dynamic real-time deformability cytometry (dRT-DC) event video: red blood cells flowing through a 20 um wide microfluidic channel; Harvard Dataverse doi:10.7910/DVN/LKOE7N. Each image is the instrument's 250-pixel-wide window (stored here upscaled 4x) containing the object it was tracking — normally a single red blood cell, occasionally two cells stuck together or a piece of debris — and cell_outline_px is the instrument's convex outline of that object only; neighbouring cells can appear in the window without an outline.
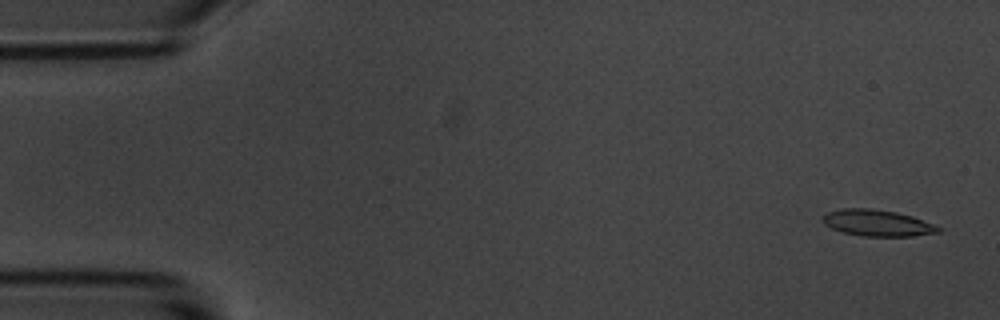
{"species": "common noctule bat (a hibernating species)", "species_latin": "Nyctalus noctula", "temperature_condition": "room temperature", "stored_images_in_passage": 5, "camera_frame_rate_fps": 3000, "um_per_image_px": 0.085, "animal": {"sex": "male", "body_mass_g": 20.1, "forearm_length_mm": 53.5}, "frame": {"image": 1, "passage_image": 1, "time_ms": 0.0, "image_size_px": [1000, 320], "cell_outline_px": [[940, 232], [912, 236], [864, 236], [844, 232], [832, 228], [824, 224], [820, 220], [820, 216], [828, 212], [840, 208], [868, 208], [896, 212], [912, 216], [932, 224], [940, 228]], "centroid_in_image_um": [74.51, 18.94], "position_along_channel_um": 10.5, "area_um2": 17.69}}
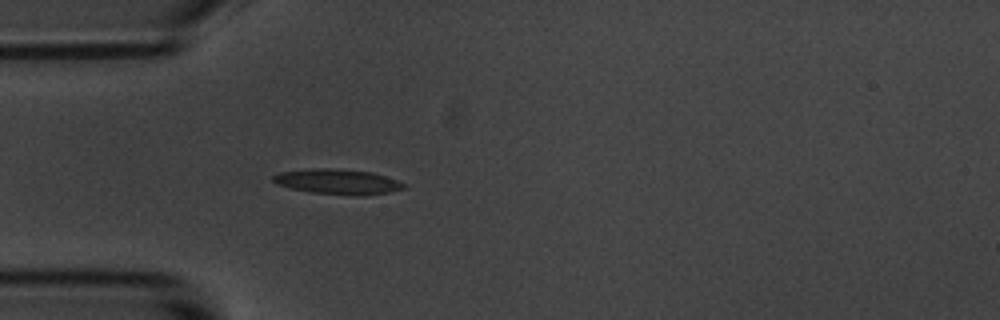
{"frame": {"image": 2, "passage_image": 5, "time_ms": 4.667, "image_size_px": [1000, 320], "cell_outline_px": [[408, 188], [388, 192], [364, 196], [356, 196], [312, 192], [292, 188], [276, 184], [272, 180], [272, 176], [280, 172], [320, 168], [328, 168], [372, 172], [396, 180], [404, 184]], "centroid_in_image_um": [28.72, 15.45], "position_along_channel_um": 56.3, "area_um2": 18.96}}